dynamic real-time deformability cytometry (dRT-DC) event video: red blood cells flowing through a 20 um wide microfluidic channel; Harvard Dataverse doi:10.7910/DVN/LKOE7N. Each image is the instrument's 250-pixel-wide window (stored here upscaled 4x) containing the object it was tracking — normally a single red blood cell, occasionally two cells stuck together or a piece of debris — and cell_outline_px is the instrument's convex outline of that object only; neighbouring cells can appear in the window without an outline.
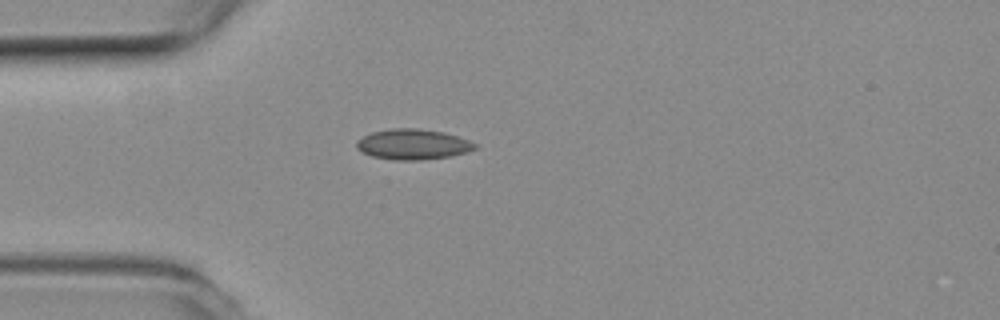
{"species": "common noctule bat (a hibernating species)", "species_latin": "Nyctalus noctula", "temperature_condition": "room temperature", "stored_images_in_passage": 40, "camera_frame_rate_fps": 3000, "um_per_image_px": 0.085, "animal": {"sex": "female", "body_mass_g": 19.3, "forearm_length_mm": 54.1}, "frame": {"image": 1, "passage_image": 1, "time_ms": 0.0, "image_size_px": [1000, 320], "cell_outline_px": [[476, 148], [468, 152], [452, 156], [424, 160], [392, 160], [372, 156], [360, 152], [356, 148], [356, 140], [372, 132], [392, 128], [416, 128], [444, 132], [468, 140], [476, 144]], "centroid_in_image_um": [35.07, 12.28], "position_along_channel_um": 49.9, "area_um2": 21.15}}
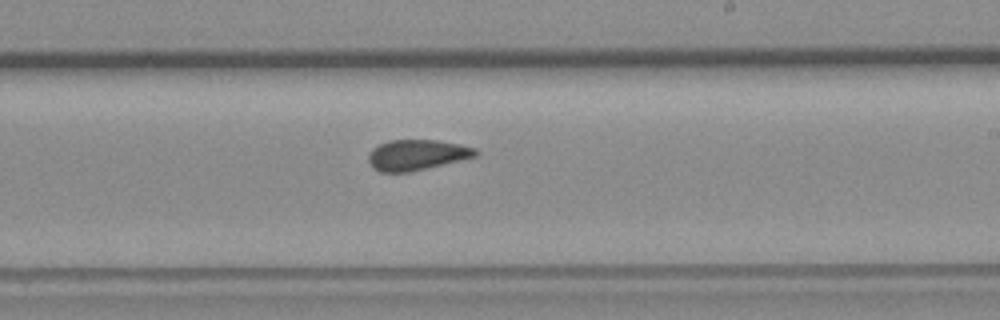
{"frame": {"image": 2, "passage_image": 18, "time_ms": 5.667, "image_size_px": [1000, 320], "cell_outline_px": [[480, 152], [476, 156], [412, 172], [380, 172], [372, 168], [368, 160], [368, 156], [372, 148], [388, 140], [436, 140], [460, 144], [476, 148]], "centroid_in_image_um": [35.42, 13.17], "position_along_channel_um": 253.6, "area_um2": 19.19}}
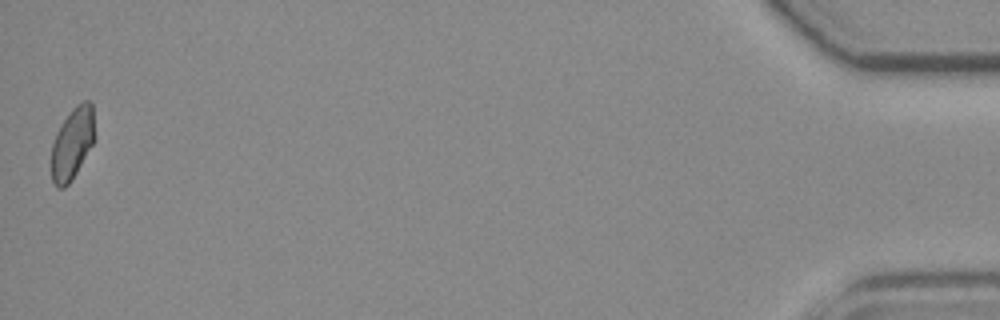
{"frame": {"image": 3, "passage_image": 40, "time_ms": 13.0, "image_size_px": [1000, 320], "cell_outline_px": [[96, 140], [76, 172], [68, 184], [64, 188], [56, 188], [52, 180], [52, 144], [56, 132], [72, 108], [76, 104], [84, 100], [88, 100], [92, 104]], "centroid_in_image_um": [6.17, 12.17], "position_along_channel_um": 429.0, "area_um2": 18.21}, "authors_computed_cell_mechanics": {"area_um2": 19.1896, "velocity_mm_per_s": 3.7866, "shape_relaxation_time_tau1_ms": null, "shape_relaxation_time_tau2_ms": 2.2699, "deformation_change_tau1": null, "deformation_change_tau2": 0.0501}}